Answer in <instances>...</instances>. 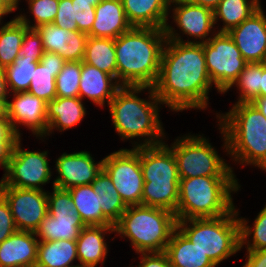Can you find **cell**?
Segmentation results:
<instances>
[{
  "instance_id": "3957f363",
  "label": "cell",
  "mask_w": 266,
  "mask_h": 267,
  "mask_svg": "<svg viewBox=\"0 0 266 267\" xmlns=\"http://www.w3.org/2000/svg\"><path fill=\"white\" fill-rule=\"evenodd\" d=\"M164 29L131 27L115 39L116 79L122 86L153 87L160 73Z\"/></svg>"
},
{
  "instance_id": "7c38bea8",
  "label": "cell",
  "mask_w": 266,
  "mask_h": 267,
  "mask_svg": "<svg viewBox=\"0 0 266 267\" xmlns=\"http://www.w3.org/2000/svg\"><path fill=\"white\" fill-rule=\"evenodd\" d=\"M22 138L13 147L8 167L0 180V186H12L21 189H43L51 181L47 151H28L22 149Z\"/></svg>"
},
{
  "instance_id": "2e32d148",
  "label": "cell",
  "mask_w": 266,
  "mask_h": 267,
  "mask_svg": "<svg viewBox=\"0 0 266 267\" xmlns=\"http://www.w3.org/2000/svg\"><path fill=\"white\" fill-rule=\"evenodd\" d=\"M13 100L7 102V117L16 135L21 138L19 126H25L40 140L47 133V103L28 92L11 94Z\"/></svg>"
},
{
  "instance_id": "db71d44e",
  "label": "cell",
  "mask_w": 266,
  "mask_h": 267,
  "mask_svg": "<svg viewBox=\"0 0 266 267\" xmlns=\"http://www.w3.org/2000/svg\"><path fill=\"white\" fill-rule=\"evenodd\" d=\"M76 1L91 2V5L96 6L101 0H76Z\"/></svg>"
},
{
  "instance_id": "74e56055",
  "label": "cell",
  "mask_w": 266,
  "mask_h": 267,
  "mask_svg": "<svg viewBox=\"0 0 266 267\" xmlns=\"http://www.w3.org/2000/svg\"><path fill=\"white\" fill-rule=\"evenodd\" d=\"M28 3L29 12L32 14L33 21L28 19L25 14H19L16 17L24 23L29 29H35L42 24L53 23L59 0H25ZM31 24V25H30Z\"/></svg>"
},
{
  "instance_id": "f1b7e54d",
  "label": "cell",
  "mask_w": 266,
  "mask_h": 267,
  "mask_svg": "<svg viewBox=\"0 0 266 267\" xmlns=\"http://www.w3.org/2000/svg\"><path fill=\"white\" fill-rule=\"evenodd\" d=\"M261 7L260 0H222L213 10L215 25L223 22L217 32H229L232 28L248 19Z\"/></svg>"
},
{
  "instance_id": "7bdbcfd3",
  "label": "cell",
  "mask_w": 266,
  "mask_h": 267,
  "mask_svg": "<svg viewBox=\"0 0 266 267\" xmlns=\"http://www.w3.org/2000/svg\"><path fill=\"white\" fill-rule=\"evenodd\" d=\"M16 231L9 204L0 194V244Z\"/></svg>"
},
{
  "instance_id": "ee69618b",
  "label": "cell",
  "mask_w": 266,
  "mask_h": 267,
  "mask_svg": "<svg viewBox=\"0 0 266 267\" xmlns=\"http://www.w3.org/2000/svg\"><path fill=\"white\" fill-rule=\"evenodd\" d=\"M141 259L137 267H171L165 252L138 253Z\"/></svg>"
},
{
  "instance_id": "5b68a950",
  "label": "cell",
  "mask_w": 266,
  "mask_h": 267,
  "mask_svg": "<svg viewBox=\"0 0 266 267\" xmlns=\"http://www.w3.org/2000/svg\"><path fill=\"white\" fill-rule=\"evenodd\" d=\"M236 176L180 178L177 220L214 218L230 213L235 205L232 193L240 190Z\"/></svg>"
},
{
  "instance_id": "f35d334b",
  "label": "cell",
  "mask_w": 266,
  "mask_h": 267,
  "mask_svg": "<svg viewBox=\"0 0 266 267\" xmlns=\"http://www.w3.org/2000/svg\"><path fill=\"white\" fill-rule=\"evenodd\" d=\"M19 139L9 119H0V168L8 167L15 142Z\"/></svg>"
},
{
  "instance_id": "52a82bcc",
  "label": "cell",
  "mask_w": 266,
  "mask_h": 267,
  "mask_svg": "<svg viewBox=\"0 0 266 267\" xmlns=\"http://www.w3.org/2000/svg\"><path fill=\"white\" fill-rule=\"evenodd\" d=\"M176 228L175 213L141 204L128 206L114 225L115 234L128 238L136 254L165 252Z\"/></svg>"
},
{
  "instance_id": "603a6c76",
  "label": "cell",
  "mask_w": 266,
  "mask_h": 267,
  "mask_svg": "<svg viewBox=\"0 0 266 267\" xmlns=\"http://www.w3.org/2000/svg\"><path fill=\"white\" fill-rule=\"evenodd\" d=\"M114 226L90 225L85 226L76 240L78 265L96 267L105 262L108 253V242L105 234H113Z\"/></svg>"
},
{
  "instance_id": "5bb4252c",
  "label": "cell",
  "mask_w": 266,
  "mask_h": 267,
  "mask_svg": "<svg viewBox=\"0 0 266 267\" xmlns=\"http://www.w3.org/2000/svg\"><path fill=\"white\" fill-rule=\"evenodd\" d=\"M173 5V6H172ZM172 9L173 22L179 28L180 33L193 39L183 40L180 33L167 22L164 28L168 40L183 43H204L207 42L216 32L214 26V12L212 9L193 4L188 0H171L169 11ZM210 34V35H209ZM196 40V41H195ZM198 40V41H197ZM202 40V41H201Z\"/></svg>"
},
{
  "instance_id": "d6986e66",
  "label": "cell",
  "mask_w": 266,
  "mask_h": 267,
  "mask_svg": "<svg viewBox=\"0 0 266 267\" xmlns=\"http://www.w3.org/2000/svg\"><path fill=\"white\" fill-rule=\"evenodd\" d=\"M41 35L44 51L57 53L67 61H83L88 34L69 31L54 25L42 24L35 28Z\"/></svg>"
},
{
  "instance_id": "4dcf8cb0",
  "label": "cell",
  "mask_w": 266,
  "mask_h": 267,
  "mask_svg": "<svg viewBox=\"0 0 266 267\" xmlns=\"http://www.w3.org/2000/svg\"><path fill=\"white\" fill-rule=\"evenodd\" d=\"M83 62L116 78L115 39L88 36Z\"/></svg>"
},
{
  "instance_id": "836d02e7",
  "label": "cell",
  "mask_w": 266,
  "mask_h": 267,
  "mask_svg": "<svg viewBox=\"0 0 266 267\" xmlns=\"http://www.w3.org/2000/svg\"><path fill=\"white\" fill-rule=\"evenodd\" d=\"M241 249L245 246L246 251H258L266 249V204L253 221V226L248 225L246 218L239 216ZM251 237V240H250Z\"/></svg>"
},
{
  "instance_id": "60d3db41",
  "label": "cell",
  "mask_w": 266,
  "mask_h": 267,
  "mask_svg": "<svg viewBox=\"0 0 266 267\" xmlns=\"http://www.w3.org/2000/svg\"><path fill=\"white\" fill-rule=\"evenodd\" d=\"M74 5V19L78 31L88 34L91 31L95 19V6L91 2L72 0Z\"/></svg>"
},
{
  "instance_id": "30bf717a",
  "label": "cell",
  "mask_w": 266,
  "mask_h": 267,
  "mask_svg": "<svg viewBox=\"0 0 266 267\" xmlns=\"http://www.w3.org/2000/svg\"><path fill=\"white\" fill-rule=\"evenodd\" d=\"M206 68L215 89L225 94L247 62L227 32H216L203 43Z\"/></svg>"
},
{
  "instance_id": "d590c367",
  "label": "cell",
  "mask_w": 266,
  "mask_h": 267,
  "mask_svg": "<svg viewBox=\"0 0 266 267\" xmlns=\"http://www.w3.org/2000/svg\"><path fill=\"white\" fill-rule=\"evenodd\" d=\"M62 69H50L38 62L30 82L28 93L41 98L46 103L56 98V76Z\"/></svg>"
},
{
  "instance_id": "7a4b0ae2",
  "label": "cell",
  "mask_w": 266,
  "mask_h": 267,
  "mask_svg": "<svg viewBox=\"0 0 266 267\" xmlns=\"http://www.w3.org/2000/svg\"><path fill=\"white\" fill-rule=\"evenodd\" d=\"M143 91L149 94L147 100L138 96ZM161 105L151 86H122L108 104L113 127L121 140L137 138L139 142L133 141V148L164 143L166 135L159 116Z\"/></svg>"
},
{
  "instance_id": "f546056e",
  "label": "cell",
  "mask_w": 266,
  "mask_h": 267,
  "mask_svg": "<svg viewBox=\"0 0 266 267\" xmlns=\"http://www.w3.org/2000/svg\"><path fill=\"white\" fill-rule=\"evenodd\" d=\"M93 191L100 195L103 215L115 225L128 207L117 189L113 185L109 175L102 169L92 182Z\"/></svg>"
},
{
  "instance_id": "44dd1931",
  "label": "cell",
  "mask_w": 266,
  "mask_h": 267,
  "mask_svg": "<svg viewBox=\"0 0 266 267\" xmlns=\"http://www.w3.org/2000/svg\"><path fill=\"white\" fill-rule=\"evenodd\" d=\"M38 245L34 232L17 230L0 244V267H35Z\"/></svg>"
},
{
  "instance_id": "7dc6e473",
  "label": "cell",
  "mask_w": 266,
  "mask_h": 267,
  "mask_svg": "<svg viewBox=\"0 0 266 267\" xmlns=\"http://www.w3.org/2000/svg\"><path fill=\"white\" fill-rule=\"evenodd\" d=\"M18 9V3L15 0H0V23H3V17Z\"/></svg>"
},
{
  "instance_id": "d6a6232c",
  "label": "cell",
  "mask_w": 266,
  "mask_h": 267,
  "mask_svg": "<svg viewBox=\"0 0 266 267\" xmlns=\"http://www.w3.org/2000/svg\"><path fill=\"white\" fill-rule=\"evenodd\" d=\"M38 62L35 58L18 56L11 65L4 68L9 94L28 91Z\"/></svg>"
},
{
  "instance_id": "484cf974",
  "label": "cell",
  "mask_w": 266,
  "mask_h": 267,
  "mask_svg": "<svg viewBox=\"0 0 266 267\" xmlns=\"http://www.w3.org/2000/svg\"><path fill=\"white\" fill-rule=\"evenodd\" d=\"M171 267H216L178 228L174 230L166 246Z\"/></svg>"
},
{
  "instance_id": "8d00e7d4",
  "label": "cell",
  "mask_w": 266,
  "mask_h": 267,
  "mask_svg": "<svg viewBox=\"0 0 266 267\" xmlns=\"http://www.w3.org/2000/svg\"><path fill=\"white\" fill-rule=\"evenodd\" d=\"M81 61H67L56 76V97H79Z\"/></svg>"
},
{
  "instance_id": "f5cc1de1",
  "label": "cell",
  "mask_w": 266,
  "mask_h": 267,
  "mask_svg": "<svg viewBox=\"0 0 266 267\" xmlns=\"http://www.w3.org/2000/svg\"><path fill=\"white\" fill-rule=\"evenodd\" d=\"M7 102L8 100H0V119H8Z\"/></svg>"
},
{
  "instance_id": "1f68e13d",
  "label": "cell",
  "mask_w": 266,
  "mask_h": 267,
  "mask_svg": "<svg viewBox=\"0 0 266 267\" xmlns=\"http://www.w3.org/2000/svg\"><path fill=\"white\" fill-rule=\"evenodd\" d=\"M0 25V67L5 68L18 57L23 36L29 28L16 15L7 23Z\"/></svg>"
},
{
  "instance_id": "816d5d0a",
  "label": "cell",
  "mask_w": 266,
  "mask_h": 267,
  "mask_svg": "<svg viewBox=\"0 0 266 267\" xmlns=\"http://www.w3.org/2000/svg\"><path fill=\"white\" fill-rule=\"evenodd\" d=\"M260 96H266V63L262 62Z\"/></svg>"
},
{
  "instance_id": "d4e9b609",
  "label": "cell",
  "mask_w": 266,
  "mask_h": 267,
  "mask_svg": "<svg viewBox=\"0 0 266 267\" xmlns=\"http://www.w3.org/2000/svg\"><path fill=\"white\" fill-rule=\"evenodd\" d=\"M86 111L80 97H56L47 102V133L43 138L50 136L54 130L64 132L76 126L84 119Z\"/></svg>"
},
{
  "instance_id": "ba28073f",
  "label": "cell",
  "mask_w": 266,
  "mask_h": 267,
  "mask_svg": "<svg viewBox=\"0 0 266 267\" xmlns=\"http://www.w3.org/2000/svg\"><path fill=\"white\" fill-rule=\"evenodd\" d=\"M177 228L216 266L241 250L236 208L224 216L177 220Z\"/></svg>"
},
{
  "instance_id": "f907efd6",
  "label": "cell",
  "mask_w": 266,
  "mask_h": 267,
  "mask_svg": "<svg viewBox=\"0 0 266 267\" xmlns=\"http://www.w3.org/2000/svg\"><path fill=\"white\" fill-rule=\"evenodd\" d=\"M251 103L266 117V96L257 97Z\"/></svg>"
},
{
  "instance_id": "6da1fadb",
  "label": "cell",
  "mask_w": 266,
  "mask_h": 267,
  "mask_svg": "<svg viewBox=\"0 0 266 267\" xmlns=\"http://www.w3.org/2000/svg\"><path fill=\"white\" fill-rule=\"evenodd\" d=\"M213 85L206 68L203 43L166 40L160 73L153 86L163 105L173 112L205 110Z\"/></svg>"
},
{
  "instance_id": "4fadbf2b",
  "label": "cell",
  "mask_w": 266,
  "mask_h": 267,
  "mask_svg": "<svg viewBox=\"0 0 266 267\" xmlns=\"http://www.w3.org/2000/svg\"><path fill=\"white\" fill-rule=\"evenodd\" d=\"M103 159V170L111 178L124 203L127 206L140 205L144 185L140 147L123 148Z\"/></svg>"
},
{
  "instance_id": "ac0fdd59",
  "label": "cell",
  "mask_w": 266,
  "mask_h": 267,
  "mask_svg": "<svg viewBox=\"0 0 266 267\" xmlns=\"http://www.w3.org/2000/svg\"><path fill=\"white\" fill-rule=\"evenodd\" d=\"M228 34L247 63H266V15L262 6Z\"/></svg>"
},
{
  "instance_id": "b9f144b4",
  "label": "cell",
  "mask_w": 266,
  "mask_h": 267,
  "mask_svg": "<svg viewBox=\"0 0 266 267\" xmlns=\"http://www.w3.org/2000/svg\"><path fill=\"white\" fill-rule=\"evenodd\" d=\"M53 24L69 31L78 30L74 19V5L72 0H59L58 10Z\"/></svg>"
},
{
  "instance_id": "bcb514c9",
  "label": "cell",
  "mask_w": 266,
  "mask_h": 267,
  "mask_svg": "<svg viewBox=\"0 0 266 267\" xmlns=\"http://www.w3.org/2000/svg\"><path fill=\"white\" fill-rule=\"evenodd\" d=\"M40 62L50 69H62L64 63L66 62L62 56L57 53L44 51Z\"/></svg>"
},
{
  "instance_id": "277c9868",
  "label": "cell",
  "mask_w": 266,
  "mask_h": 267,
  "mask_svg": "<svg viewBox=\"0 0 266 267\" xmlns=\"http://www.w3.org/2000/svg\"><path fill=\"white\" fill-rule=\"evenodd\" d=\"M228 111L216 113L222 148L235 163L266 171V117L252 103H235Z\"/></svg>"
},
{
  "instance_id": "9a60e30c",
  "label": "cell",
  "mask_w": 266,
  "mask_h": 267,
  "mask_svg": "<svg viewBox=\"0 0 266 267\" xmlns=\"http://www.w3.org/2000/svg\"><path fill=\"white\" fill-rule=\"evenodd\" d=\"M0 194L9 204L17 230L35 232L48 214L45 190L0 186Z\"/></svg>"
},
{
  "instance_id": "ffe728a7",
  "label": "cell",
  "mask_w": 266,
  "mask_h": 267,
  "mask_svg": "<svg viewBox=\"0 0 266 267\" xmlns=\"http://www.w3.org/2000/svg\"><path fill=\"white\" fill-rule=\"evenodd\" d=\"M122 87L117 79L110 74L81 61V78L79 82V97L87 98L97 106L104 107L114 98Z\"/></svg>"
},
{
  "instance_id": "9c48e42d",
  "label": "cell",
  "mask_w": 266,
  "mask_h": 267,
  "mask_svg": "<svg viewBox=\"0 0 266 267\" xmlns=\"http://www.w3.org/2000/svg\"><path fill=\"white\" fill-rule=\"evenodd\" d=\"M169 148L176 158L179 178L236 176L234 168L218 155L203 134L178 137Z\"/></svg>"
},
{
  "instance_id": "8992f818",
  "label": "cell",
  "mask_w": 266,
  "mask_h": 267,
  "mask_svg": "<svg viewBox=\"0 0 266 267\" xmlns=\"http://www.w3.org/2000/svg\"><path fill=\"white\" fill-rule=\"evenodd\" d=\"M140 166L144 180L141 205L175 213L180 178L176 158L169 145L164 142L140 146Z\"/></svg>"
},
{
  "instance_id": "7402d4cb",
  "label": "cell",
  "mask_w": 266,
  "mask_h": 267,
  "mask_svg": "<svg viewBox=\"0 0 266 267\" xmlns=\"http://www.w3.org/2000/svg\"><path fill=\"white\" fill-rule=\"evenodd\" d=\"M131 27L121 0H101L95 6V19L88 36L116 39Z\"/></svg>"
},
{
  "instance_id": "8fae6325",
  "label": "cell",
  "mask_w": 266,
  "mask_h": 267,
  "mask_svg": "<svg viewBox=\"0 0 266 267\" xmlns=\"http://www.w3.org/2000/svg\"><path fill=\"white\" fill-rule=\"evenodd\" d=\"M52 189L47 191L48 214L34 233L39 241L77 240L85 225L75 210L69 190L53 185Z\"/></svg>"
},
{
  "instance_id": "83f0119b",
  "label": "cell",
  "mask_w": 266,
  "mask_h": 267,
  "mask_svg": "<svg viewBox=\"0 0 266 267\" xmlns=\"http://www.w3.org/2000/svg\"><path fill=\"white\" fill-rule=\"evenodd\" d=\"M76 240L39 241L35 267H75Z\"/></svg>"
},
{
  "instance_id": "e0dca14e",
  "label": "cell",
  "mask_w": 266,
  "mask_h": 267,
  "mask_svg": "<svg viewBox=\"0 0 266 267\" xmlns=\"http://www.w3.org/2000/svg\"><path fill=\"white\" fill-rule=\"evenodd\" d=\"M95 158L88 151L64 152L55 161L58 173L53 180V186L61 189H70L79 185L92 184L93 180L103 169V161L95 162Z\"/></svg>"
},
{
  "instance_id": "e575fe53",
  "label": "cell",
  "mask_w": 266,
  "mask_h": 267,
  "mask_svg": "<svg viewBox=\"0 0 266 267\" xmlns=\"http://www.w3.org/2000/svg\"><path fill=\"white\" fill-rule=\"evenodd\" d=\"M262 76V62L247 63L239 74L238 79L226 91L234 85L239 93L238 101L235 103H251L255 98L260 97V86Z\"/></svg>"
},
{
  "instance_id": "4316f807",
  "label": "cell",
  "mask_w": 266,
  "mask_h": 267,
  "mask_svg": "<svg viewBox=\"0 0 266 267\" xmlns=\"http://www.w3.org/2000/svg\"><path fill=\"white\" fill-rule=\"evenodd\" d=\"M69 193L75 210L85 226H114L102 213L100 195L93 191L91 184L71 187Z\"/></svg>"
},
{
  "instance_id": "ab89813d",
  "label": "cell",
  "mask_w": 266,
  "mask_h": 267,
  "mask_svg": "<svg viewBox=\"0 0 266 267\" xmlns=\"http://www.w3.org/2000/svg\"><path fill=\"white\" fill-rule=\"evenodd\" d=\"M43 53L44 49L41 35L36 29H28L23 36L22 45L18 52V56L35 58L37 61H40Z\"/></svg>"
},
{
  "instance_id": "c3c4849f",
  "label": "cell",
  "mask_w": 266,
  "mask_h": 267,
  "mask_svg": "<svg viewBox=\"0 0 266 267\" xmlns=\"http://www.w3.org/2000/svg\"><path fill=\"white\" fill-rule=\"evenodd\" d=\"M4 68L0 67V100H9Z\"/></svg>"
},
{
  "instance_id": "cb8c5ba5",
  "label": "cell",
  "mask_w": 266,
  "mask_h": 267,
  "mask_svg": "<svg viewBox=\"0 0 266 267\" xmlns=\"http://www.w3.org/2000/svg\"><path fill=\"white\" fill-rule=\"evenodd\" d=\"M132 27L164 29L169 19L171 0H121Z\"/></svg>"
},
{
  "instance_id": "f6af8a7d",
  "label": "cell",
  "mask_w": 266,
  "mask_h": 267,
  "mask_svg": "<svg viewBox=\"0 0 266 267\" xmlns=\"http://www.w3.org/2000/svg\"><path fill=\"white\" fill-rule=\"evenodd\" d=\"M246 252L243 267H266V249Z\"/></svg>"
},
{
  "instance_id": "681fc988",
  "label": "cell",
  "mask_w": 266,
  "mask_h": 267,
  "mask_svg": "<svg viewBox=\"0 0 266 267\" xmlns=\"http://www.w3.org/2000/svg\"><path fill=\"white\" fill-rule=\"evenodd\" d=\"M193 4L208 7L214 10L222 0H188Z\"/></svg>"
}]
</instances>
